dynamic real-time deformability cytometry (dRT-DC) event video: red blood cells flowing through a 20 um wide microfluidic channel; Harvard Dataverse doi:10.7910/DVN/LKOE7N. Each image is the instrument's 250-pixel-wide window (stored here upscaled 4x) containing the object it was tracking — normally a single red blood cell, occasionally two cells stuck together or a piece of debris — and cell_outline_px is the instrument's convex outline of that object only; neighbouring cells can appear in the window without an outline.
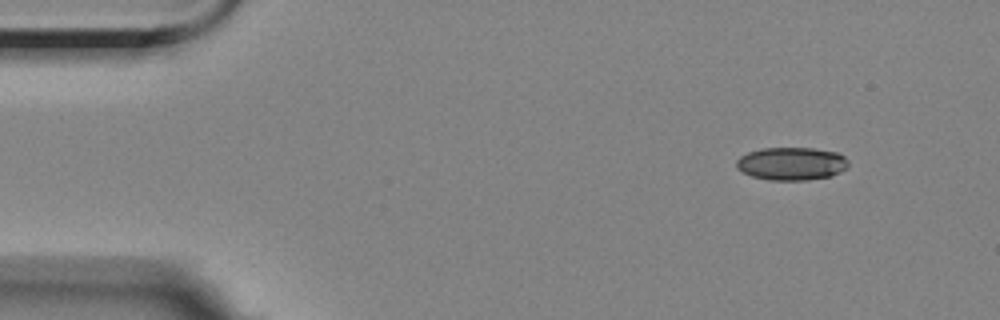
{"species": "Egyptian fruit bat (a non-hibernating species)", "species_latin": "Rousettus aegyptiacus", "temperature_condition": "room temperature", "stored_images_in_passage": 9, "camera_frame_rate_fps": 3000, "um_per_image_px": 0.085, "animal": {"sex": "female"}, "frame": {"image": 1, "passage_image": 1, "time_ms": 0.0, "image_size_px": [1000, 320], "cell_outline_px": [[848, 168], [832, 176], [808, 180], [768, 180], [752, 176], [736, 168], [736, 160], [740, 156], [748, 152], [760, 148], [812, 148], [836, 152], [844, 156], [848, 160]], "centroid_in_image_um": [67.29, 13.91], "position_along_channel_um": 17.7, "area_um2": 21.68}}